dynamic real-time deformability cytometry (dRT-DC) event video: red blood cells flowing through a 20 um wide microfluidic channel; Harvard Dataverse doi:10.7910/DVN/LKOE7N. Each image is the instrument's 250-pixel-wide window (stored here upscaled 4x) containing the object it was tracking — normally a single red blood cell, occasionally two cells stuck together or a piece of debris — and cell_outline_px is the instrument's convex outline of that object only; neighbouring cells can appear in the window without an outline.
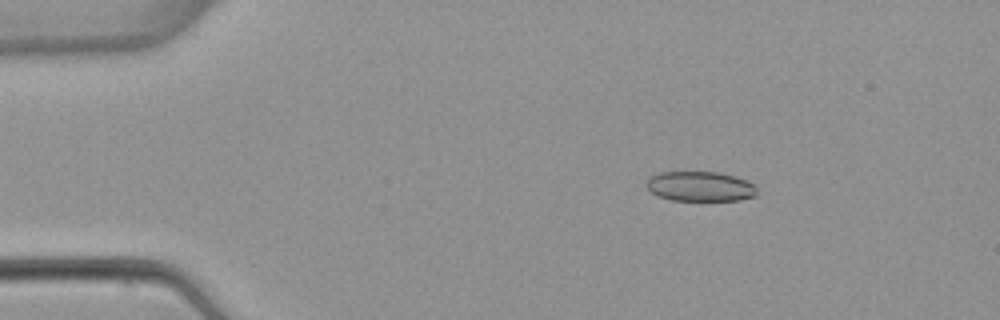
{"species": "common noctule bat (a hibernating species)", "species_latin": "Nyctalus noctula", "temperature_condition": "warm", "stored_images_in_passage": 5, "camera_frame_rate_fps": 3000, "um_per_image_px": 0.085, "animal": {"sex": "female", "body_mass_g": 22.7, "forearm_length_mm": 54.2}, "frame": {"image": 1, "passage_image": 3, "time_ms": 2.333, "image_size_px": [1000, 320], "cell_outline_px": [[756, 196], [740, 200], [672, 200], [660, 196], [652, 192], [644, 184], [648, 176], [660, 172], [720, 172], [736, 176], [756, 184]], "centroid_in_image_um": [59.52, 15.83], "position_along_channel_um": 25.5, "area_um2": 19.42}}